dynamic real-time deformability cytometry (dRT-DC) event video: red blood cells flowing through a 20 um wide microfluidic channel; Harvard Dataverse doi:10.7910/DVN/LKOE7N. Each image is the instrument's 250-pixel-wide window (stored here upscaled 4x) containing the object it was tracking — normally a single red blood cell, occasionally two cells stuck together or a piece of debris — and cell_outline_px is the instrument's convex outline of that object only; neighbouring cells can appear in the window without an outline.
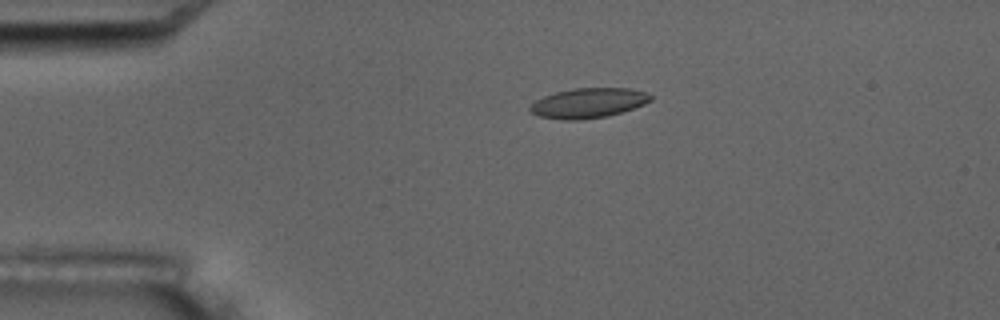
{"species": "common noctule bat (a hibernating species)", "species_latin": "Nyctalus noctula", "temperature_condition": "room temperature", "stored_images_in_passage": 11, "camera_frame_rate_fps": 3000, "um_per_image_px": 0.085, "animal": {"sex": "male", "body_mass_g": 17.5, "forearm_length_mm": 52.3}, "frame": {"image": 1, "passage_image": 4, "time_ms": 3.333, "image_size_px": [1000, 320], "cell_outline_px": [[652, 100], [644, 104], [608, 116], [580, 120], [564, 120], [540, 116], [532, 112], [528, 108], [536, 100], [544, 96], [556, 92], [572, 88], [632, 88], [644, 92], [652, 96]], "centroid_in_image_um": [50.01, 8.75], "position_along_channel_um": 35.0, "area_um2": 20.87}}